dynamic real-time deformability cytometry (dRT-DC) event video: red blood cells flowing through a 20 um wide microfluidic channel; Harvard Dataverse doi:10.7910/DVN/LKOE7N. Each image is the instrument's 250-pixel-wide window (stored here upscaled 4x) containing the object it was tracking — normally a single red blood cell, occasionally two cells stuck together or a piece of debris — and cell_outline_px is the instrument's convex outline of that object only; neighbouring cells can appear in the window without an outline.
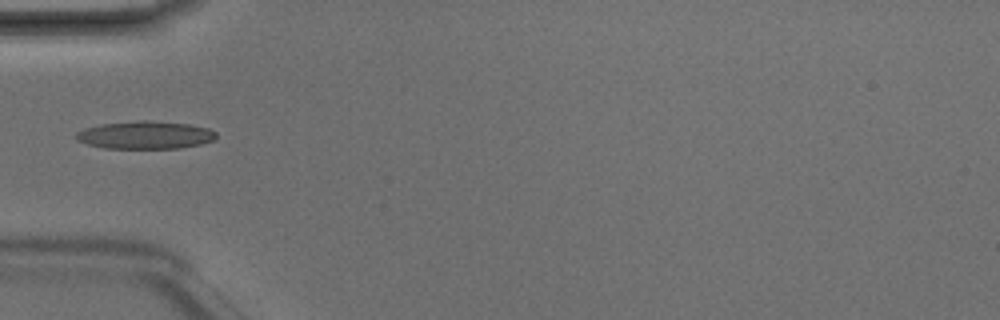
{"species": "Egyptian fruit bat (a non-hibernating species)", "species_latin": "Rousettus aegyptiacus", "temperature_condition": "room temperature", "stored_images_in_passage": 5, "camera_frame_rate_fps": 3000, "um_per_image_px": 0.085, "animal": {"sex": "male"}, "frame": {"image": 1, "passage_image": 4, "time_ms": 1.0, "image_size_px": [1000, 320], "cell_outline_px": [[216, 136], [212, 140], [200, 144], [176, 148], [104, 148], [88, 144], [76, 140], [76, 132], [84, 128], [100, 124], [140, 120], [148, 120], [188, 124], [208, 128], [216, 132]], "centroid_in_image_um": [12.31, 11.47], "position_along_channel_um": 72.7, "area_um2": 22.54}}